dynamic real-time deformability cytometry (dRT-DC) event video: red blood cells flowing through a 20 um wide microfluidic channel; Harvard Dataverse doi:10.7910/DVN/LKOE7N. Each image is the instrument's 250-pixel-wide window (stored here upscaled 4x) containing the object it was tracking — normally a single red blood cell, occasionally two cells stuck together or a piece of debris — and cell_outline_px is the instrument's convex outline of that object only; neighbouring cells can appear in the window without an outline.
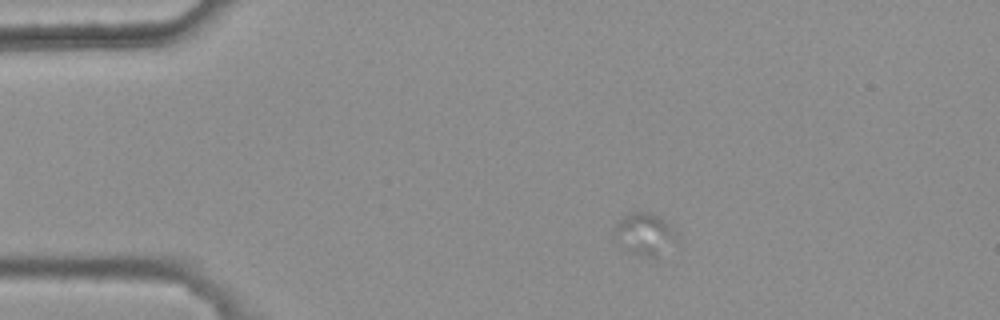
{"species": "common noctule bat (a hibernating species)", "species_latin": "Nyctalus noctula", "temperature_condition": "warm", "stored_images_in_passage": 8, "camera_frame_rate_fps": 3000, "um_per_image_px": 0.085, "animal": {"sex": "female", "body_mass_g": 25.1}, "frame": {"image": 1, "passage_image": 2, "time_ms": 0.333, "image_size_px": [1000, 320], "cell_outline_px": [[680, 240], [656, 256], [644, 256], [628, 252], [620, 248], [616, 244], [612, 232], [612, 228], [628, 212], [648, 212], [660, 216], [676, 232]], "centroid_in_image_um": [54.74, 19.89], "position_along_channel_um": 30.3, "area_um2": 15.66}}
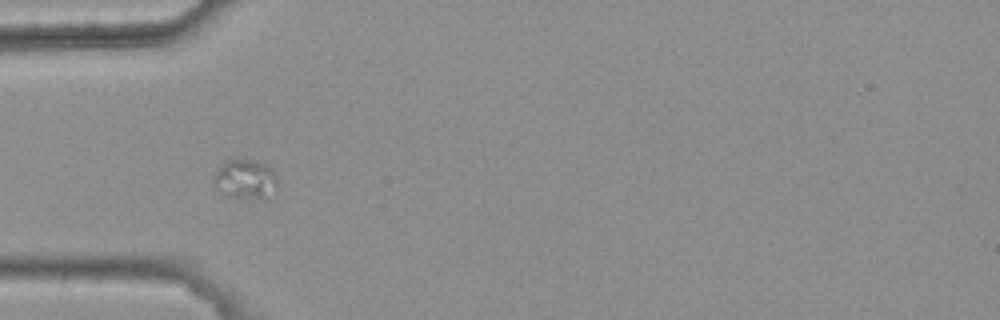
{"frame": {"image": 2, "passage_image": 4, "time_ms": 1.0, "image_size_px": [1000, 320], "cell_outline_px": [[276, 184], [264, 200], [228, 196], [216, 188], [216, 172], [232, 156], [240, 156], [256, 160], [264, 164], [276, 176]], "centroid_in_image_um": [20.85, 15.19], "position_along_channel_um": 64.2, "area_um2": 14.45}}